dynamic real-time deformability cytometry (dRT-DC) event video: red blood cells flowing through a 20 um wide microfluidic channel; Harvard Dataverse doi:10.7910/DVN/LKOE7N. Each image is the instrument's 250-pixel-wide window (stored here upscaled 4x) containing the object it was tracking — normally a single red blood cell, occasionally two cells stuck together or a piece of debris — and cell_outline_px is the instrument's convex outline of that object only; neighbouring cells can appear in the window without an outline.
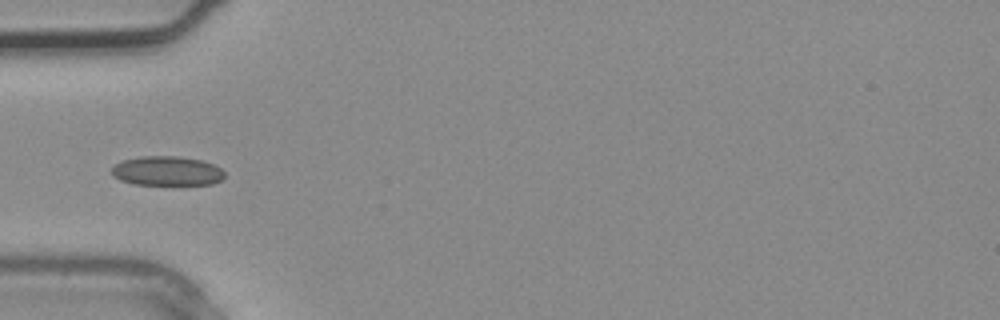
{"species": "common noctule bat (a hibernating species)", "species_latin": "Nyctalus noctula", "temperature_condition": "warm", "stored_images_in_passage": 3, "camera_frame_rate_fps": 3000, "um_per_image_px": 0.085, "animal": {"sex": "male", "body_mass_g": 20.4}, "frame": {"image": 1, "passage_image": 3, "time_ms": 0.667, "image_size_px": [1000, 320], "cell_outline_px": [[224, 176], [220, 180], [212, 184], [132, 184], [120, 180], [112, 176], [112, 168], [120, 160], [140, 156], [180, 156], [200, 160], [212, 164], [220, 168], [224, 172]], "centroid_in_image_um": [14.15, 14.52], "position_along_channel_um": 70.9, "area_um2": 19.31}}